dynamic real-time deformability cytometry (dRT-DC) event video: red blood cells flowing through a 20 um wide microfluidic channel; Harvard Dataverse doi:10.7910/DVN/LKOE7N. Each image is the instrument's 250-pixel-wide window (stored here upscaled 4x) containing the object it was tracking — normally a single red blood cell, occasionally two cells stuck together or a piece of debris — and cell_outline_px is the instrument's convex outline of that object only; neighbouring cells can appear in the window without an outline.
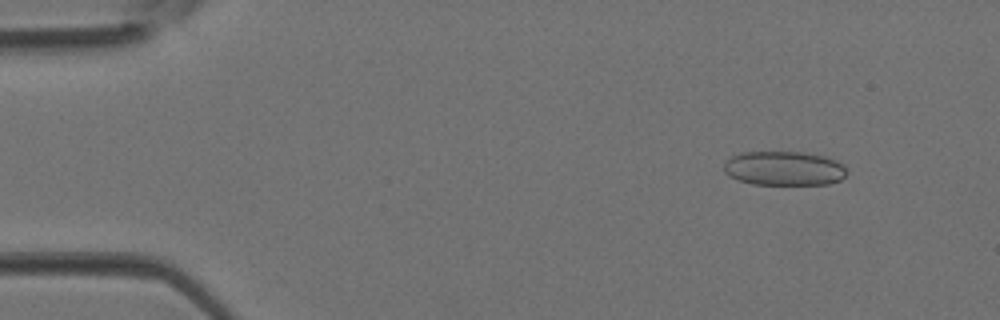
{"species": "Egyptian fruit bat (a non-hibernating species)", "species_latin": "Rousettus aegyptiacus", "temperature_condition": "room temperature", "stored_images_in_passage": 3, "camera_frame_rate_fps": 3000, "um_per_image_px": 0.085, "animal": {"sex": "female"}, "frame": {"image": 1, "passage_image": 1, "time_ms": 0.0, "image_size_px": [1000, 320], "cell_outline_px": [[844, 176], [840, 180], [828, 184], [752, 184], [728, 176], [724, 172], [724, 164], [732, 156], [740, 152], [804, 152], [824, 156], [836, 160], [844, 168]], "centroid_in_image_um": [66.6, 14.31], "position_along_channel_um": 18.4, "area_um2": 24.33}}
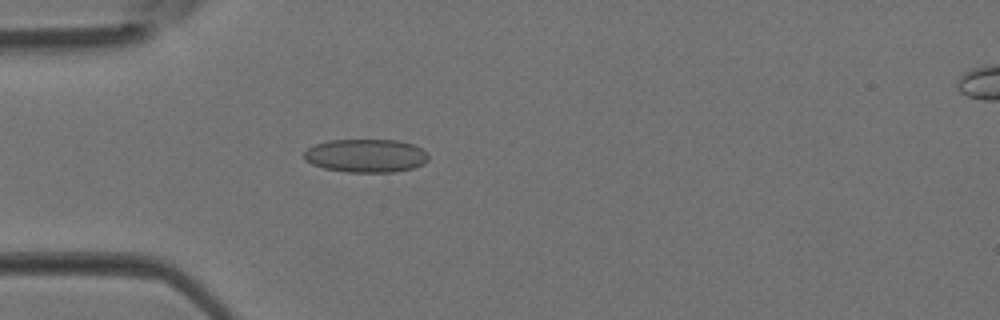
{"frame": {"image": 2, "passage_image": 3, "time_ms": 0.667, "image_size_px": [1000, 320], "cell_outline_px": [[428, 160], [424, 164], [412, 168], [396, 172], [348, 172], [324, 168], [312, 164], [304, 160], [304, 152], [308, 148], [316, 144], [328, 140], [396, 140], [412, 144], [420, 148], [428, 156]], "centroid_in_image_um": [31.09, 13.24], "position_along_channel_um": 53.9, "area_um2": 24.1}}